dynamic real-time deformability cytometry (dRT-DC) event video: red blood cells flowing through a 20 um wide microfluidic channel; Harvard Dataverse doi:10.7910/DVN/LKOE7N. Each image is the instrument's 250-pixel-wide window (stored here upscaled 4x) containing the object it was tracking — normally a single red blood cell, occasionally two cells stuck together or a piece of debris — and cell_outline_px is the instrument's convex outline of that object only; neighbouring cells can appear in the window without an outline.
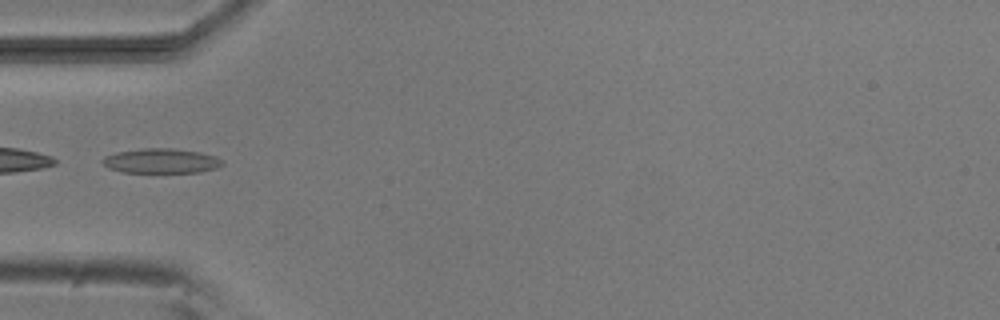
{"species": "common noctule bat (a hibernating species)", "species_latin": "Nyctalus noctula", "temperature_condition": "room temperature", "stored_images_in_passage": 5, "camera_frame_rate_fps": 3000, "um_per_image_px": 0.085, "animal": {"sex": "male", "body_mass_g": 20.5, "forearm_length_mm": 52.5}, "frame": {"image": 1, "passage_image": 4, "time_ms": 3.333, "image_size_px": [1000, 320], "cell_outline_px": [[224, 164], [216, 168], [200, 172], [120, 172], [108, 168], [100, 160], [104, 156], [116, 152], [144, 148], [172, 148], [200, 152], [216, 156], [224, 160]], "centroid_in_image_um": [13.7, 13.67], "position_along_channel_um": 71.3, "area_um2": 17.4}}
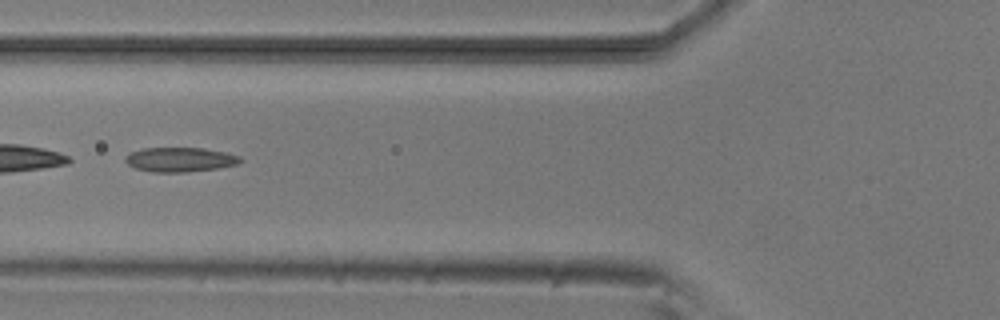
{"frame": {"image": 2, "passage_image": 5, "time_ms": 4.333, "image_size_px": [1000, 320], "cell_outline_px": [[244, 160], [236, 164], [216, 168], [184, 172], [152, 172], [136, 168], [128, 164], [124, 160], [124, 156], [132, 152], [144, 148], [204, 148], [224, 152], [240, 156]], "centroid_in_image_um": [15.29, 13.56], "position_along_channel_um": 110.5, "area_um2": 16.24}}